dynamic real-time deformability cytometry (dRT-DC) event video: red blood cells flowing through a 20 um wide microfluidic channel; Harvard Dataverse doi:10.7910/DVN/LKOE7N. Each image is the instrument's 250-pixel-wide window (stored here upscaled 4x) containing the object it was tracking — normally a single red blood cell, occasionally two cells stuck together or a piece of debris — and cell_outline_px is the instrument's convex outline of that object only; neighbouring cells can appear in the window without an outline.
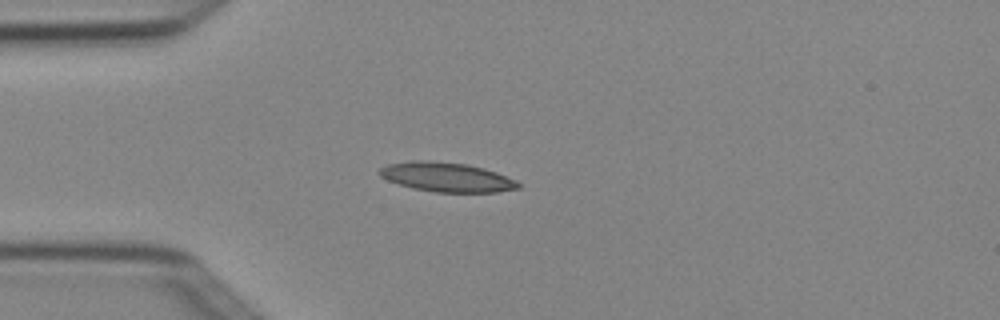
{"species": "Egyptian fruit bat (a non-hibernating species)", "species_latin": "Rousettus aegyptiacus", "temperature_condition": "cold", "stored_images_in_passage": 5, "camera_frame_rate_fps": 3000, "um_per_image_px": 0.085, "animal": {"sex": "female"}, "frame": {"image": 1, "passage_image": 4, "time_ms": 1.0, "image_size_px": [1000, 320], "cell_outline_px": [[520, 188], [496, 192], [436, 192], [412, 188], [388, 180], [380, 176], [376, 172], [380, 168], [388, 164], [412, 160], [428, 160], [468, 164], [484, 168], [496, 172], [516, 180], [520, 184]], "centroid_in_image_um": [37.95, 15.04], "position_along_channel_um": 47.0, "area_um2": 23.81}}